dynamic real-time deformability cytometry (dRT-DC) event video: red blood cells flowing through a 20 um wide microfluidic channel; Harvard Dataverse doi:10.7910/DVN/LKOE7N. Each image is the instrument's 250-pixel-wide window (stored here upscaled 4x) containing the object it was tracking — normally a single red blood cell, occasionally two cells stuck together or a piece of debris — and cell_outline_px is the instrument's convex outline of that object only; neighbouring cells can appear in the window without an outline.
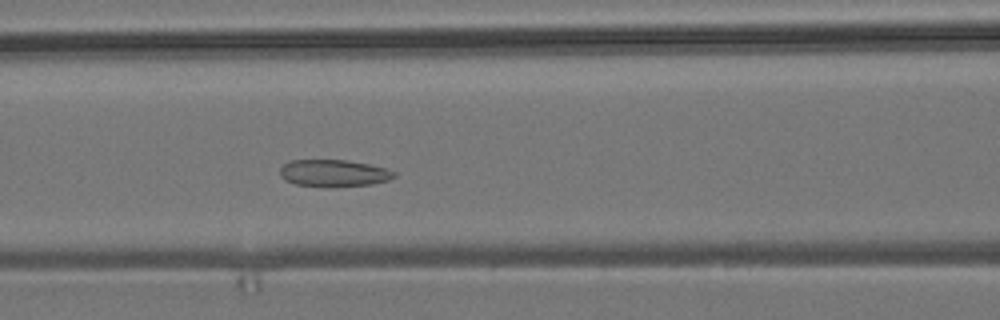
{"species": "common noctule bat (a hibernating species)", "species_latin": "Nyctalus noctula", "temperature_condition": "room temperature", "stored_images_in_passage": 52, "camera_frame_rate_fps": 3000, "um_per_image_px": 0.085, "animal": {"sex": "male", "body_mass_g": 19.2, "forearm_length_mm": 51.8}, "frame": {"image": 1, "passage_image": 20, "time_ms": 6.333, "image_size_px": [1000, 320], "cell_outline_px": [[396, 176], [388, 180], [372, 184], [296, 184], [284, 180], [280, 176], [280, 168], [284, 164], [292, 160], [344, 160], [368, 164], [384, 168], [396, 172]], "centroid_in_image_um": [28.35, 14.67], "position_along_channel_um": 138.2, "area_um2": 16.99}}
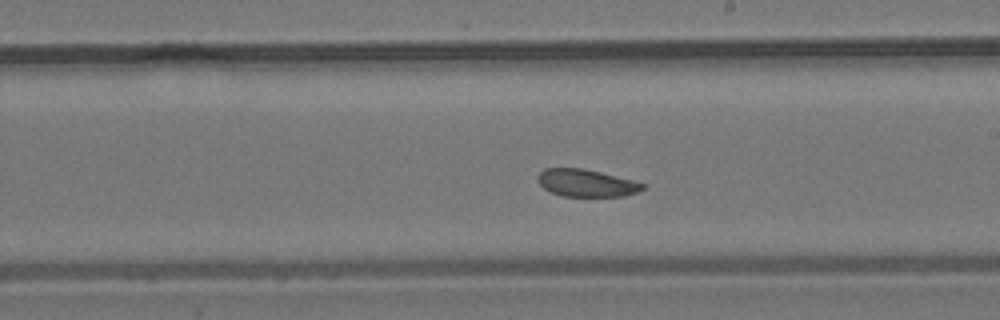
{"frame": {"image": 2, "passage_image": 28, "time_ms": 9.0, "image_size_px": [1000, 320], "cell_outline_px": [[644, 188], [640, 192], [624, 196], [560, 196], [544, 188], [540, 184], [536, 176], [544, 168], [580, 168], [600, 172], [632, 180], [644, 184]], "centroid_in_image_um": [49.83, 15.56], "position_along_channel_um": 239.2, "area_um2": 16.65}}
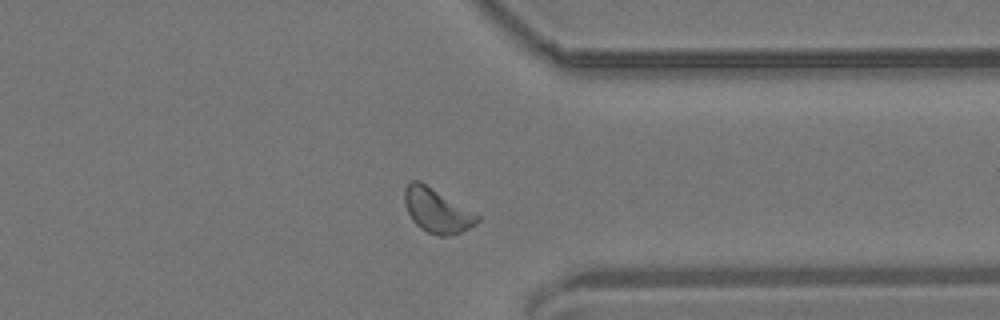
{"frame": {"image": 3, "passage_image": 39, "time_ms": 12.667, "image_size_px": [1000, 320], "cell_outline_px": [[480, 220], [476, 224], [460, 232], [448, 236], [440, 236], [428, 232], [420, 228], [412, 220], [404, 204], [404, 188], [408, 180], [420, 180], [480, 216]], "centroid_in_image_um": [37.1, 17.87], "position_along_channel_um": 374.3, "area_um2": 18.73}}